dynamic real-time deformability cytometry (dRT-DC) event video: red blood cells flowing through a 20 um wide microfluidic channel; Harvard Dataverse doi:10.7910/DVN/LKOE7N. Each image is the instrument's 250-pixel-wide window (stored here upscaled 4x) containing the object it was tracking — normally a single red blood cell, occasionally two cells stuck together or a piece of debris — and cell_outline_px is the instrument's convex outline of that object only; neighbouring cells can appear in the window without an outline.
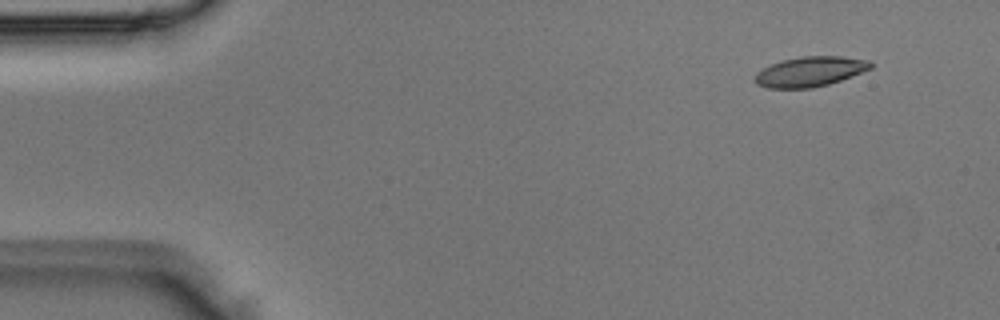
{"species": "Egyptian fruit bat (a non-hibernating species)", "species_latin": "Rousettus aegyptiacus", "temperature_condition": "room temperature", "stored_images_in_passage": 5, "camera_frame_rate_fps": 3000, "um_per_image_px": 0.085, "animal": {"sex": "male"}, "frame": {"image": 1, "passage_image": 2, "time_ms": 0.333, "image_size_px": [1000, 320], "cell_outline_px": [[872, 68], [840, 80], [828, 84], [812, 88], [768, 88], [756, 84], [752, 80], [756, 72], [772, 64], [784, 60], [800, 56], [840, 56], [868, 60], [872, 64]], "centroid_in_image_um": [68.81, 6.09], "position_along_channel_um": 16.2, "area_um2": 20.11}}